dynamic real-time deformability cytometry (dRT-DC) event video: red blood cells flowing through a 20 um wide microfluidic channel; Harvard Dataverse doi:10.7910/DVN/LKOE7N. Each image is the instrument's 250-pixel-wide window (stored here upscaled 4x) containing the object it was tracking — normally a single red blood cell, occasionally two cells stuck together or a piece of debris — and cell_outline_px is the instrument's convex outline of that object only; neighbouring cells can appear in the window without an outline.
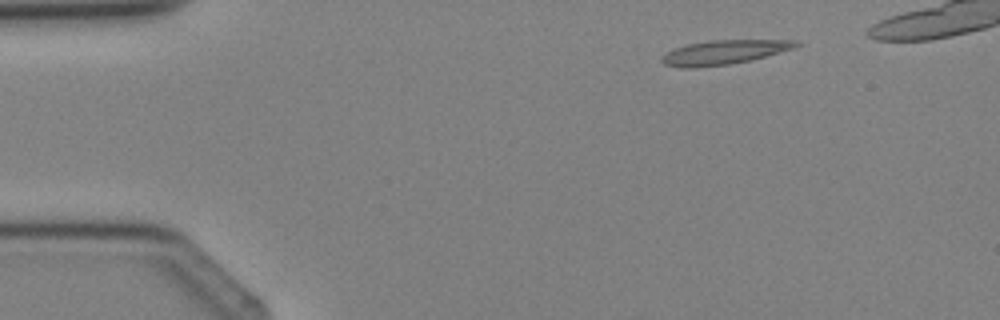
{"species": "Egyptian fruit bat (a non-hibernating species)", "species_latin": "Rousettus aegyptiacus", "temperature_condition": "cold", "stored_images_in_passage": 4, "camera_frame_rate_fps": 3000, "um_per_image_px": 0.085, "animal": {"sex": "female"}, "frame": {"image": 1, "passage_image": 1, "time_ms": 0.0, "image_size_px": [1000, 320], "cell_outline_px": [[800, 44], [792, 48], [764, 56], [748, 60], [728, 64], [696, 68], [680, 68], [664, 64], [660, 60], [668, 52], [676, 48], [688, 44], [712, 40], [796, 40]], "centroid_in_image_um": [61.49, 4.44], "position_along_channel_um": 23.5, "area_um2": 18.5}}